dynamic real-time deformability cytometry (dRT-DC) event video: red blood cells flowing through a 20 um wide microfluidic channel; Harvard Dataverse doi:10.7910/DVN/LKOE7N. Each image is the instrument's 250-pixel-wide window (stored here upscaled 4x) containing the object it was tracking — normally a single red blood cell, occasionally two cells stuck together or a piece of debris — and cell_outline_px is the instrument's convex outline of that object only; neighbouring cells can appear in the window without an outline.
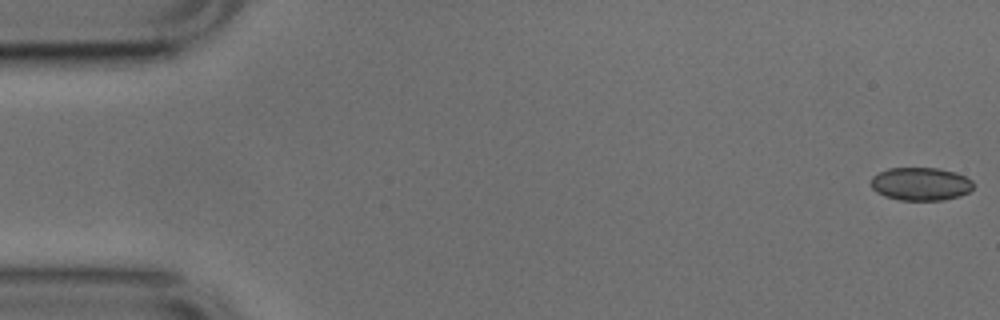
{"species": "common noctule bat (a hibernating species)", "species_latin": "Nyctalus noctula", "temperature_condition": "cold", "stored_images_in_passage": 52, "camera_frame_rate_fps": 3000, "um_per_image_px": 0.085, "animal": {"sex": "male", "body_mass_g": 17.9, "forearm_length_mm": 54.2}, "frame": {"image": 1, "passage_image": 1, "time_ms": 0.0, "image_size_px": [1000, 320], "cell_outline_px": [[972, 188], [968, 192], [960, 196], [944, 200], [900, 200], [884, 196], [876, 192], [872, 188], [872, 176], [888, 168], [936, 168], [956, 172], [972, 180]], "centroid_in_image_um": [78.25, 15.64], "position_along_channel_um": 6.7, "area_um2": 19.71}}
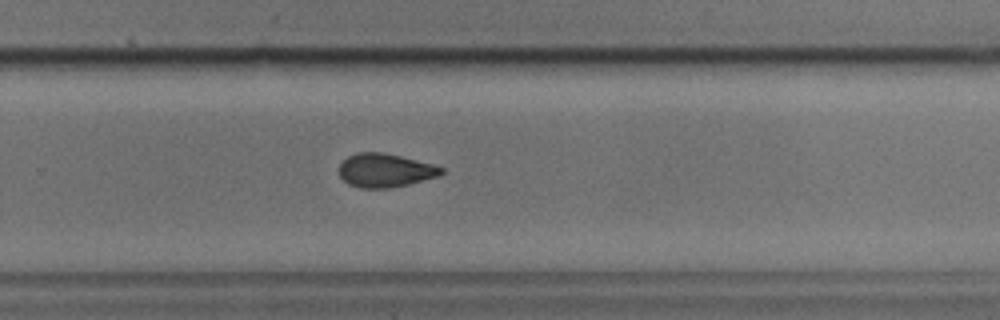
{"frame": {"image": 2, "passage_image": 34, "time_ms": 11.0, "image_size_px": [1000, 320], "cell_outline_px": [[444, 172], [436, 176], [408, 184], [388, 188], [360, 188], [348, 184], [340, 176], [340, 164], [348, 156], [356, 152], [380, 152], [400, 156], [432, 164], [444, 168]], "centroid_in_image_um": [32.7, 14.48], "position_along_channel_um": 297.1, "area_um2": 19.77}}
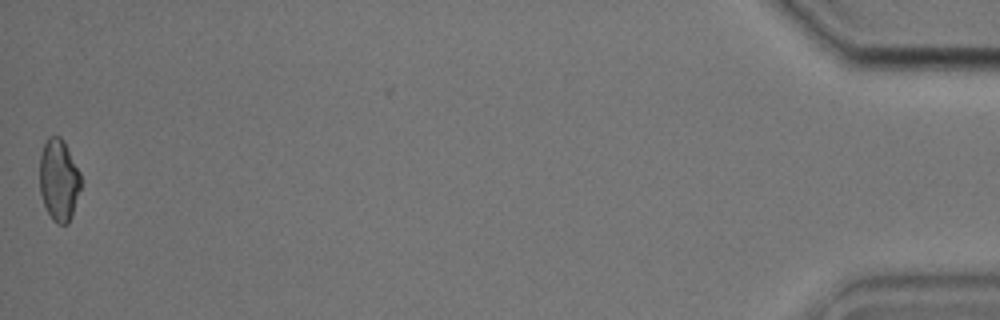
{"frame": {"image": 3, "passage_image": 52, "time_ms": 17.0, "image_size_px": [1000, 320], "cell_outline_px": [[80, 188], [72, 216], [68, 224], [56, 224], [52, 220], [44, 204], [40, 192], [40, 156], [44, 144], [48, 136], [60, 136], [64, 140], [80, 172]], "centroid_in_image_um": [5.0, 15.3], "position_along_channel_um": 430.2, "area_um2": 19.65}, "authors_computed_cell_mechanics": {"area_um2": 20.4612, "velocity_mm_per_s": 3.8268, "shape_relaxation_time_tau1_ms": 4.2725, "shape_relaxation_time_tau2_ms": 2.1624, "deformation_change_tau1": 0.1231, "deformation_change_tau2": 0.0644}}